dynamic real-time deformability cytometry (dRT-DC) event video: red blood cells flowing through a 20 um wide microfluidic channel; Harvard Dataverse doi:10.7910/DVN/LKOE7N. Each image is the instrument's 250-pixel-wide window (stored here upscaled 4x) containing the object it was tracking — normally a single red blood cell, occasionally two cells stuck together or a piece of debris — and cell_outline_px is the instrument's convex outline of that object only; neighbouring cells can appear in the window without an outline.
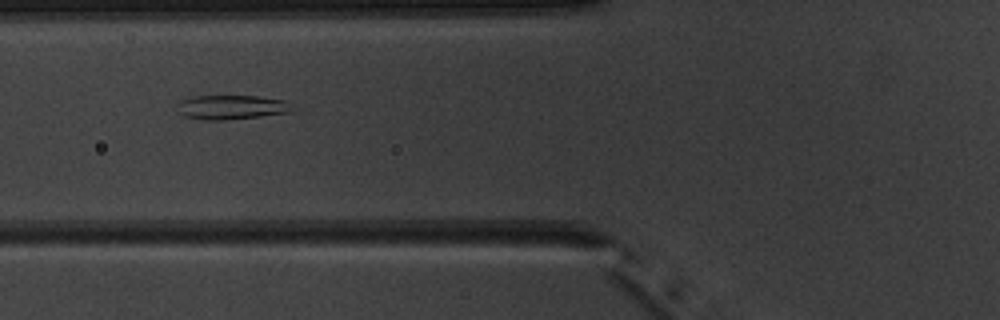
{"species": "common noctule bat (a hibernating species)", "species_latin": "Nyctalus noctula", "temperature_condition": "warm", "stored_images_in_passage": 5, "camera_frame_rate_fps": 3000, "um_per_image_px": 0.085, "animal": {"sex": "male", "body_mass_g": 20.1, "forearm_length_mm": 53.5}, "frame": {"image": 1, "passage_image": 2, "time_ms": 1.0, "image_size_px": [1000, 320], "cell_outline_px": [[292, 112], [260, 116], [224, 120], [208, 120], [184, 116], [180, 112], [176, 104], [180, 100], [192, 96], [260, 96], [288, 100]], "centroid_in_image_um": [19.68, 9.1], "position_along_channel_um": 106.1, "area_um2": 16.3}}
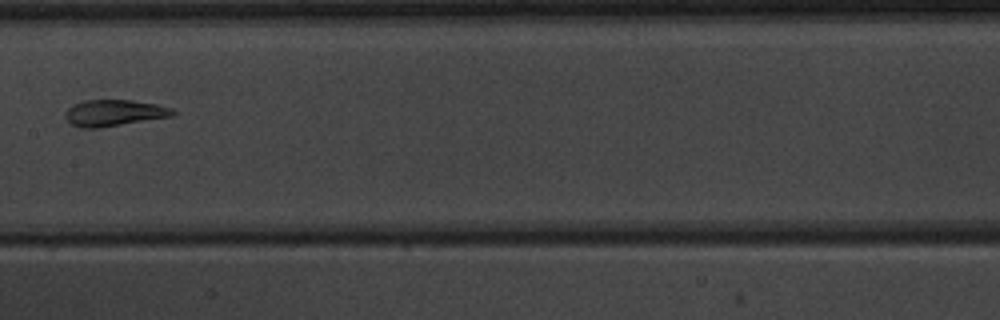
{"frame": {"image": 2, "passage_image": 4, "time_ms": 3.333, "image_size_px": [1000, 320], "cell_outline_px": [[176, 112], [172, 116], [100, 128], [80, 128], [72, 124], [64, 116], [64, 112], [72, 104], [84, 100], [132, 100], [156, 104], [172, 108]], "centroid_in_image_um": [9.67, 9.59], "position_along_channel_um": 197.7, "area_um2": 16.59}}
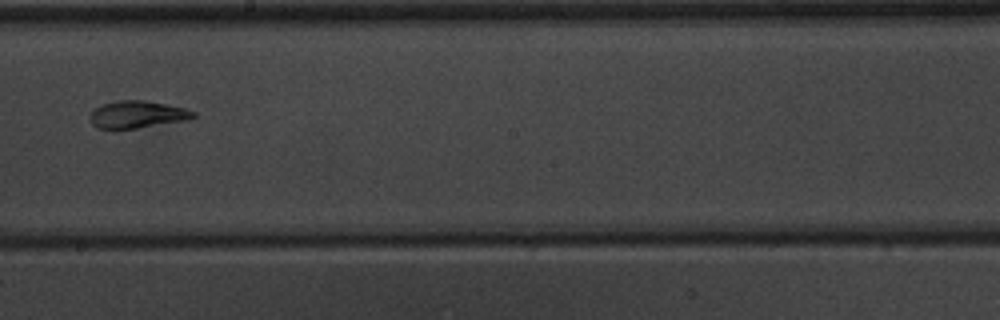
{"frame": {"image": 3, "passage_image": 5, "time_ms": 4.333, "image_size_px": [1000, 320], "cell_outline_px": [[196, 116], [188, 120], [136, 128], [96, 128], [92, 124], [88, 116], [96, 108], [104, 104], [116, 100], [144, 100], [184, 108], [196, 112]], "centroid_in_image_um": [11.67, 9.73], "position_along_channel_um": 236.5, "area_um2": 16.24}}